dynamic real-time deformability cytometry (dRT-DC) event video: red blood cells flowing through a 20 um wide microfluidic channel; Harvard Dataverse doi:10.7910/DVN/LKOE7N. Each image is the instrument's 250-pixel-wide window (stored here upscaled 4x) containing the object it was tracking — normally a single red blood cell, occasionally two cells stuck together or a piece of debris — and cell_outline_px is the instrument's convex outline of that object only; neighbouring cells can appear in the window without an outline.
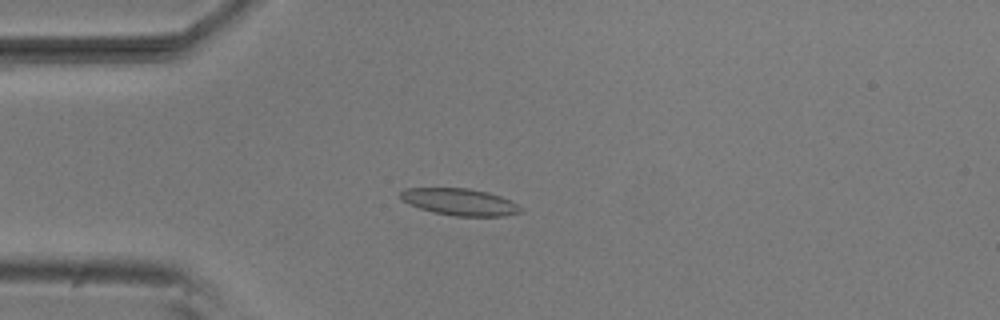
{"species": "common noctule bat (a hibernating species)", "species_latin": "Nyctalus noctula", "temperature_condition": "room temperature", "stored_images_in_passage": 52, "camera_frame_rate_fps": 3000, "um_per_image_px": 0.085, "animal": {"sex": "male", "body_mass_g": 20.5, "forearm_length_mm": 52.5}, "frame": {"image": 1, "passage_image": 13, "time_ms": 4.0, "image_size_px": [1000, 320], "cell_outline_px": [[524, 208], [520, 212], [504, 216], [456, 216], [432, 212], [408, 204], [400, 200], [400, 192], [404, 188], [468, 188], [488, 192], [500, 196]], "centroid_in_image_um": [39.04, 17.16], "position_along_channel_um": 46.0, "area_um2": 18.84}}
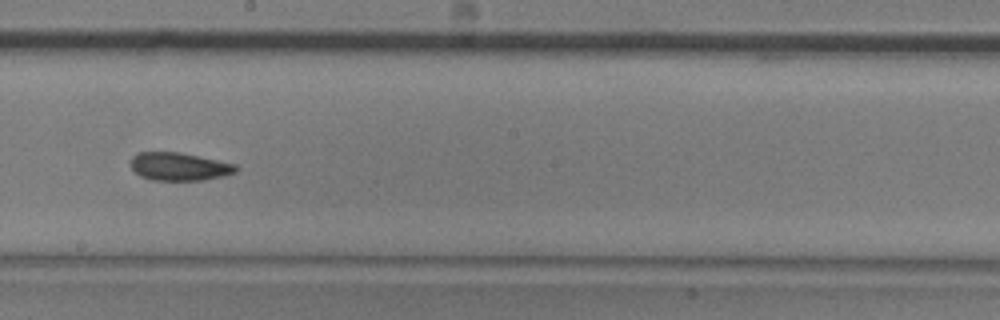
{"frame": {"image": 2, "passage_image": 29, "time_ms": 9.333, "image_size_px": [1000, 320], "cell_outline_px": [[240, 168], [236, 172], [224, 176], [204, 180], [152, 180], [140, 176], [132, 168], [128, 160], [136, 152], [180, 152], [236, 164]], "centroid_in_image_um": [15.22, 14.15], "position_along_channel_um": 233.0, "area_um2": 17.4}}
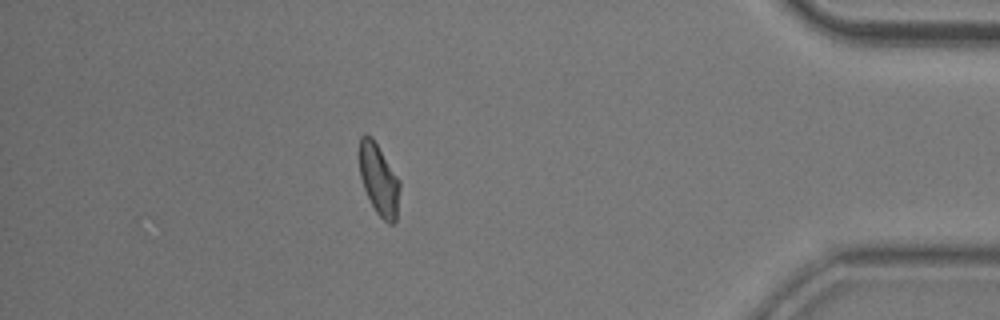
{"frame": {"image": 3, "passage_image": 46, "time_ms": 15.0, "image_size_px": [1000, 320], "cell_outline_px": [[400, 188], [396, 220], [392, 224], [388, 224], [376, 212], [364, 188], [360, 176], [360, 136], [364, 132], [372, 136], [400, 180]], "centroid_in_image_um": [32.21, 15.24], "position_along_channel_um": 403.0, "area_um2": 16.7}, "authors_computed_cell_mechanics": {"area_um2": 17.5712, "velocity_mm_per_s": 3.7778, "shape_relaxation_time_tau1_ms": null, "shape_relaxation_time_tau2_ms": 2.9311, "deformation_change_tau1": null, "deformation_change_tau2": 0.0987}}